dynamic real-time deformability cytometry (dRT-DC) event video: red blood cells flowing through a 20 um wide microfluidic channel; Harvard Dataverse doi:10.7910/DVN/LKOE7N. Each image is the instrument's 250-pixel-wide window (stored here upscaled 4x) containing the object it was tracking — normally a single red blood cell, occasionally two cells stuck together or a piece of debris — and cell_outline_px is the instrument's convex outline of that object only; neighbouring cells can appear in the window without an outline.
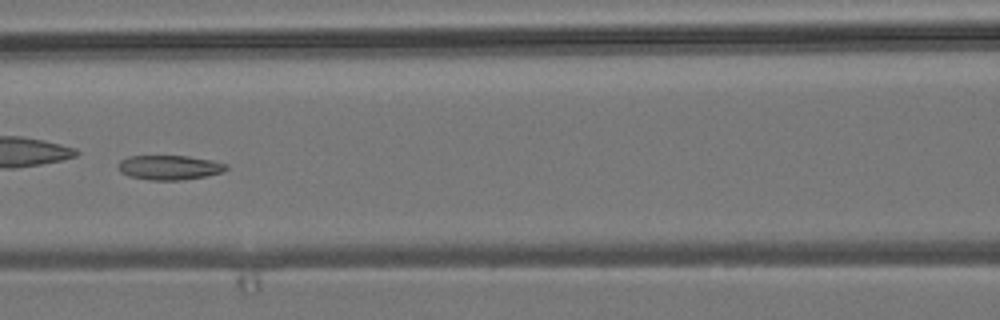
{"species": "common noctule bat (a hibernating species)", "species_latin": "Nyctalus noctula", "temperature_condition": "room temperature", "stored_images_in_passage": 10, "camera_frame_rate_fps": 3000, "um_per_image_px": 0.085, "animal": {"sex": "male", "body_mass_g": 19.2, "forearm_length_mm": 51.8}, "frame": {"image": 1, "passage_image": 7, "time_ms": 2.0, "image_size_px": [1000, 320], "cell_outline_px": [[228, 168], [224, 172], [204, 176], [180, 180], [152, 180], [128, 176], [120, 172], [120, 160], [128, 156], [188, 156], [212, 160], [228, 164]], "centroid_in_image_um": [14.43, 14.23], "position_along_channel_um": 152.2, "area_um2": 15.37}}
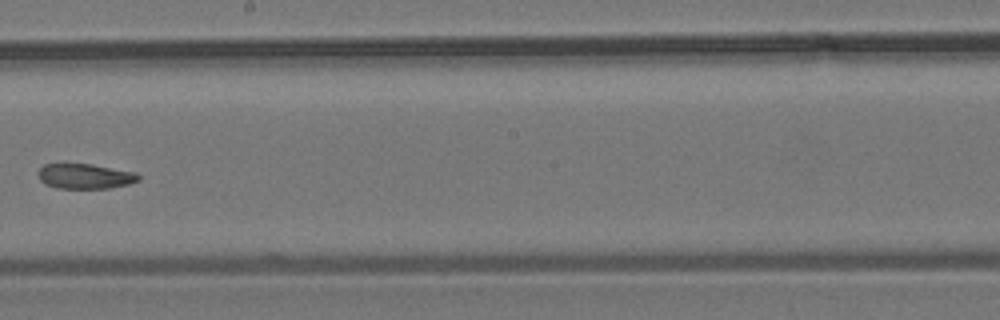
{"frame": {"image": 2, "passage_image": 9, "time_ms": 2.667, "image_size_px": [1000, 320], "cell_outline_px": [[140, 180], [128, 184], [108, 188], [56, 188], [44, 184], [40, 180], [36, 172], [44, 164], [92, 164], [136, 172], [140, 176]], "centroid_in_image_um": [7.21, 14.98], "position_along_channel_um": 241.0, "area_um2": 14.74}}
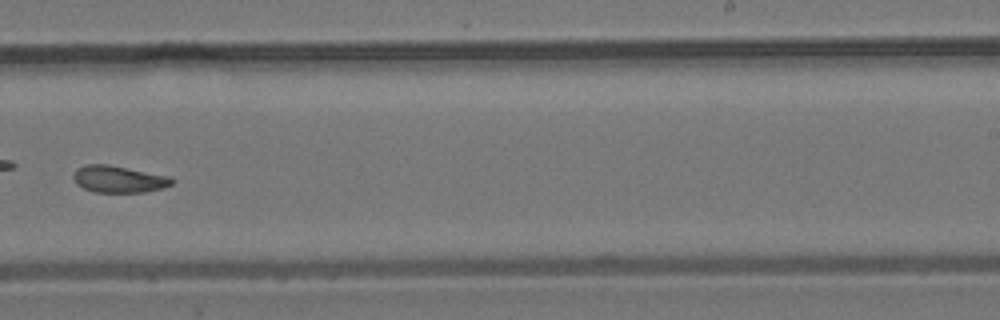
{"frame": {"image": 3, "passage_image": 10, "time_ms": 3.0, "image_size_px": [1000, 320], "cell_outline_px": [[172, 184], [164, 188], [144, 192], [92, 192], [76, 184], [72, 176], [76, 168], [84, 164], [108, 164], [168, 176], [172, 180]], "centroid_in_image_um": [10.03, 15.22], "position_along_channel_um": 279.0, "area_um2": 15.43}}